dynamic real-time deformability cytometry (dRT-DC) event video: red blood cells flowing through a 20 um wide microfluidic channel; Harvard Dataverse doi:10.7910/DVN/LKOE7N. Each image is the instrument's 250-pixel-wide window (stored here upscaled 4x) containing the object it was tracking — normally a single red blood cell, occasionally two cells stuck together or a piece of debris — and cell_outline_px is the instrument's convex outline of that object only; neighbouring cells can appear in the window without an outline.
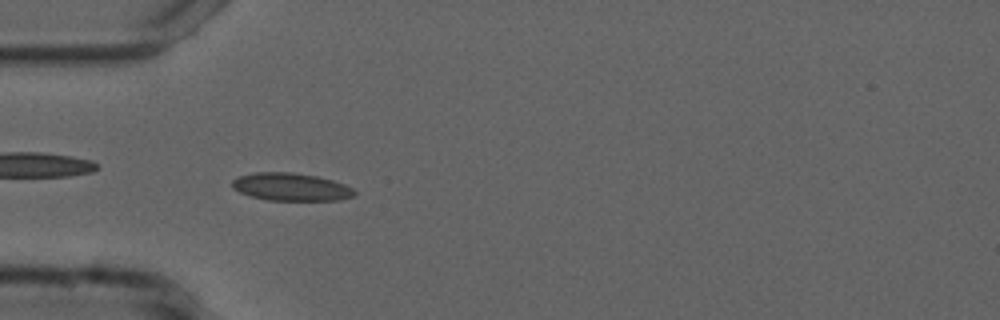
{"species": "common noctule bat (a hibernating species)", "species_latin": "Nyctalus noctula", "temperature_condition": "cold", "stored_images_in_passage": 54, "camera_frame_rate_fps": 3000, "um_per_image_px": 0.085, "animal": {"sex": "male", "forearm_length_mm": 52.5}, "frame": {"image": 1, "passage_image": 16, "time_ms": 5.0, "image_size_px": [1000, 320], "cell_outline_px": [[356, 192], [352, 196], [340, 200], [268, 200], [248, 196], [232, 188], [232, 180], [236, 176], [256, 172], [292, 172], [316, 176], [332, 180], [344, 184], [352, 188]], "centroid_in_image_um": [24.68, 15.88], "position_along_channel_um": 60.3, "area_um2": 19.83}}
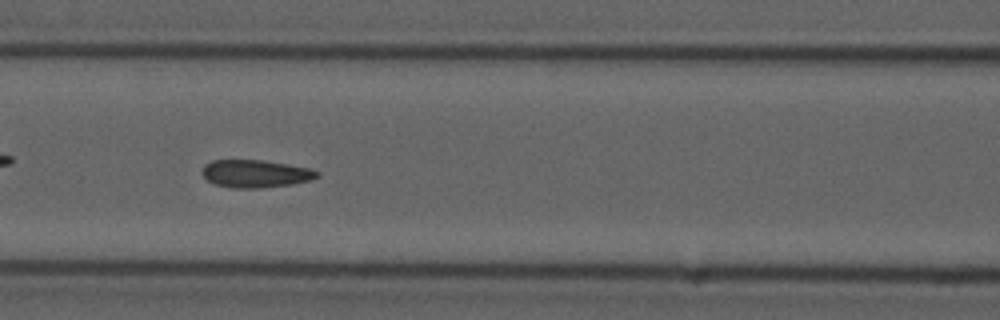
{"frame": {"image": 2, "passage_image": 23, "time_ms": 7.333, "image_size_px": [1000, 320], "cell_outline_px": [[320, 176], [312, 180], [292, 184], [260, 188], [232, 188], [216, 184], [208, 180], [200, 172], [204, 164], [212, 160], [264, 160], [288, 164], [308, 168], [320, 172]], "centroid_in_image_um": [21.72, 14.76], "position_along_channel_um": 144.9, "area_um2": 18.67}}
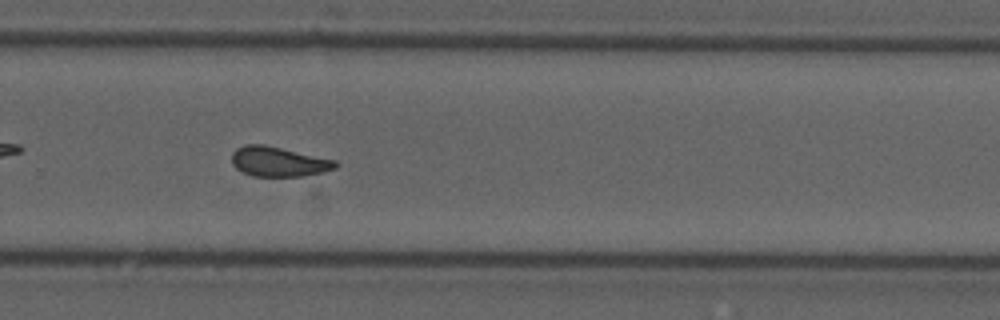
{"frame": {"image": 3, "passage_image": 36, "time_ms": 11.667, "image_size_px": [1000, 320], "cell_outline_px": [[340, 164], [336, 168], [324, 172], [304, 176], [252, 176], [236, 168], [232, 164], [232, 152], [236, 148], [244, 144], [264, 144], [336, 160]], "centroid_in_image_um": [23.69, 13.73], "position_along_channel_um": 306.1, "area_um2": 18.15}, "authors_computed_cell_mechanics": {"area_um2": 18.496, "velocity_mm_per_s": 3.7354, "shape_relaxation_time_tau1_ms": null, "shape_relaxation_time_tau2_ms": 2.0865, "deformation_change_tau1": null, "deformation_change_tau2": 0.049}}